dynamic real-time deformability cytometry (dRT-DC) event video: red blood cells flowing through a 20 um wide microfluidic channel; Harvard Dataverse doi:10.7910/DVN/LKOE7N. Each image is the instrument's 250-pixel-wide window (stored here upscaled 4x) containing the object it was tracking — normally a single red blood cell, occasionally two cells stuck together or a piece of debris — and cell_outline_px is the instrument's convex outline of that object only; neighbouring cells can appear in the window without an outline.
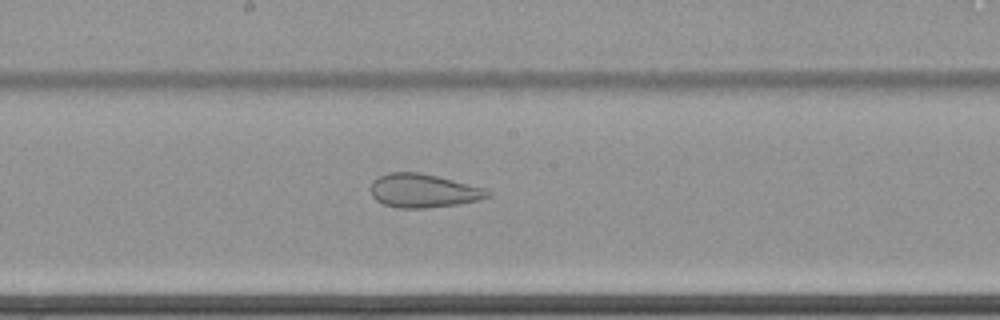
{"species": "common noctule bat (a hibernating species)", "species_latin": "Nyctalus noctula", "temperature_condition": "cold", "stored_images_in_passage": 63, "camera_frame_rate_fps": 3000, "um_per_image_px": 0.085, "animal": {"sex": "female", "body_mass_g": 22.7, "forearm_length_mm": 54.2}, "frame": {"image": 1, "passage_image": 36, "time_ms": 11.667, "image_size_px": [1000, 320], "cell_outline_px": [[492, 196], [480, 200], [460, 204], [424, 208], [396, 208], [384, 204], [376, 200], [372, 196], [372, 180], [388, 172], [420, 172], [484, 188], [492, 192]], "centroid_in_image_um": [36.0, 16.22], "position_along_channel_um": 212.2, "area_um2": 22.95}}
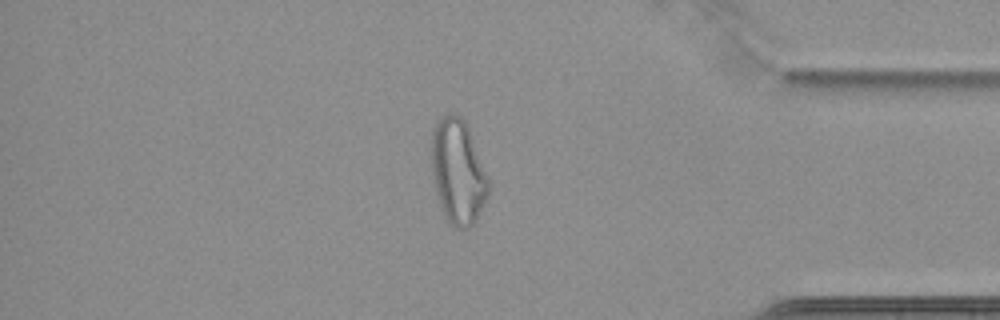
{"frame": {"image": 2, "passage_image": 54, "time_ms": 17.667, "image_size_px": [1000, 320], "cell_outline_px": [[488, 196], [476, 220], [468, 228], [456, 228], [444, 216], [440, 208], [432, 180], [432, 128], [436, 120], [440, 116], [448, 112], [452, 112], [460, 116], [464, 120], [468, 128], [488, 180]], "centroid_in_image_um": [38.88, 14.58], "position_along_channel_um": 396.3, "area_um2": 34.68}}